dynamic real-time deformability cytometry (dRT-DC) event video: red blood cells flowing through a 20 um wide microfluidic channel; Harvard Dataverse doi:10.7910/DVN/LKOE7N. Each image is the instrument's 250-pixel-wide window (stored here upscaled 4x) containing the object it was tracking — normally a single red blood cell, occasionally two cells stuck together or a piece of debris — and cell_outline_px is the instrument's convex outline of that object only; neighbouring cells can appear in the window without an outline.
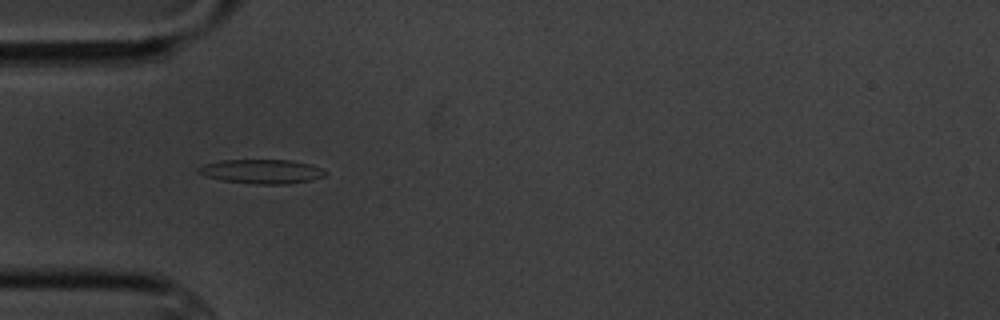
{"species": "common noctule bat (a hibernating species)", "species_latin": "Nyctalus noctula", "temperature_condition": "cold", "stored_images_in_passage": 7, "camera_frame_rate_fps": 3000, "um_per_image_px": 0.085, "animal": {"sex": "male", "body_mass_g": 20.1, "forearm_length_mm": 53.5}, "frame": {"image": 1, "passage_image": 6, "time_ms": 5.667, "image_size_px": [1000, 320], "cell_outline_px": [[328, 172], [324, 176], [312, 180], [288, 184], [256, 184], [220, 180], [196, 172], [196, 168], [204, 164], [220, 160], [292, 160], [312, 164]], "centroid_in_image_um": [22.26, 14.57], "position_along_channel_um": 62.7, "area_um2": 18.03}}
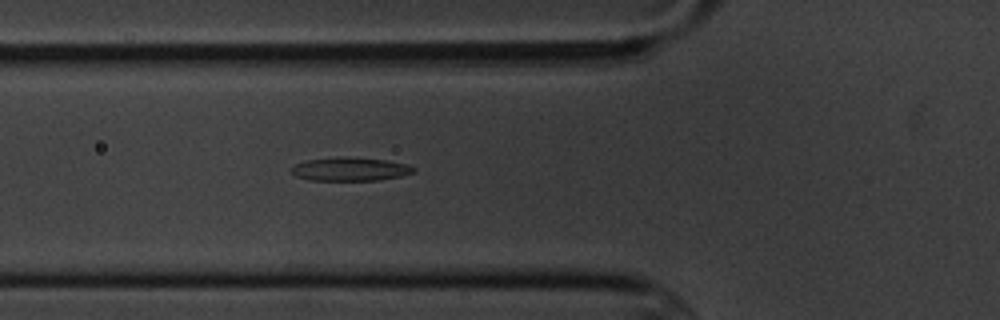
{"frame": {"image": 2, "passage_image": 7, "time_ms": 6.667, "image_size_px": [1000, 320], "cell_outline_px": [[416, 172], [400, 176], [380, 180], [308, 180], [296, 176], [288, 172], [288, 168], [296, 164], [308, 160], [340, 156], [352, 156], [388, 160], [408, 164], [416, 168]], "centroid_in_image_um": [29.76, 14.36], "position_along_channel_um": 96.0, "area_um2": 17.17}}